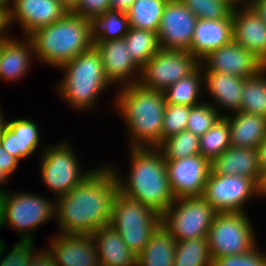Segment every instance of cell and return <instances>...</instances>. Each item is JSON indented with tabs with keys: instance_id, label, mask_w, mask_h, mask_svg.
<instances>
[{
	"instance_id": "52a82bcc",
	"label": "cell",
	"mask_w": 266,
	"mask_h": 266,
	"mask_svg": "<svg viewBox=\"0 0 266 266\" xmlns=\"http://www.w3.org/2000/svg\"><path fill=\"white\" fill-rule=\"evenodd\" d=\"M215 214L202 196L178 198L160 215L161 225L176 241L207 238Z\"/></svg>"
},
{
	"instance_id": "44dd1931",
	"label": "cell",
	"mask_w": 266,
	"mask_h": 266,
	"mask_svg": "<svg viewBox=\"0 0 266 266\" xmlns=\"http://www.w3.org/2000/svg\"><path fill=\"white\" fill-rule=\"evenodd\" d=\"M211 172L222 176H244L258 184L262 172L258 150L230 146L211 161Z\"/></svg>"
},
{
	"instance_id": "ba28073f",
	"label": "cell",
	"mask_w": 266,
	"mask_h": 266,
	"mask_svg": "<svg viewBox=\"0 0 266 266\" xmlns=\"http://www.w3.org/2000/svg\"><path fill=\"white\" fill-rule=\"evenodd\" d=\"M245 212L216 213L207 240L212 260L246 254L257 245L254 228Z\"/></svg>"
},
{
	"instance_id": "8fae6325",
	"label": "cell",
	"mask_w": 266,
	"mask_h": 266,
	"mask_svg": "<svg viewBox=\"0 0 266 266\" xmlns=\"http://www.w3.org/2000/svg\"><path fill=\"white\" fill-rule=\"evenodd\" d=\"M43 149L40 173L44 183L55 193V198L69 193L94 170L82 173L77 155L67 142Z\"/></svg>"
},
{
	"instance_id": "603a6c76",
	"label": "cell",
	"mask_w": 266,
	"mask_h": 266,
	"mask_svg": "<svg viewBox=\"0 0 266 266\" xmlns=\"http://www.w3.org/2000/svg\"><path fill=\"white\" fill-rule=\"evenodd\" d=\"M204 89L211 95L217 110L228 109L230 113L239 112L242 102L244 78L228 73L207 71L202 66ZM215 104V105H214ZM220 109H218V106ZM222 107H221V106Z\"/></svg>"
},
{
	"instance_id": "83f0119b",
	"label": "cell",
	"mask_w": 266,
	"mask_h": 266,
	"mask_svg": "<svg viewBox=\"0 0 266 266\" xmlns=\"http://www.w3.org/2000/svg\"><path fill=\"white\" fill-rule=\"evenodd\" d=\"M88 23L89 38L93 43L122 39L130 29L127 14L112 8L99 17L90 18Z\"/></svg>"
},
{
	"instance_id": "277c9868",
	"label": "cell",
	"mask_w": 266,
	"mask_h": 266,
	"mask_svg": "<svg viewBox=\"0 0 266 266\" xmlns=\"http://www.w3.org/2000/svg\"><path fill=\"white\" fill-rule=\"evenodd\" d=\"M28 37L32 40L35 57L58 69L93 46L88 20L71 11Z\"/></svg>"
},
{
	"instance_id": "484cf974",
	"label": "cell",
	"mask_w": 266,
	"mask_h": 266,
	"mask_svg": "<svg viewBox=\"0 0 266 266\" xmlns=\"http://www.w3.org/2000/svg\"><path fill=\"white\" fill-rule=\"evenodd\" d=\"M224 117L229 122L231 146L257 149L266 137V117L242 111Z\"/></svg>"
},
{
	"instance_id": "9f6ffc18",
	"label": "cell",
	"mask_w": 266,
	"mask_h": 266,
	"mask_svg": "<svg viewBox=\"0 0 266 266\" xmlns=\"http://www.w3.org/2000/svg\"><path fill=\"white\" fill-rule=\"evenodd\" d=\"M9 3H12V0H0V5L8 8V9H10V6H11V4H9Z\"/></svg>"
},
{
	"instance_id": "ee69618b",
	"label": "cell",
	"mask_w": 266,
	"mask_h": 266,
	"mask_svg": "<svg viewBox=\"0 0 266 266\" xmlns=\"http://www.w3.org/2000/svg\"><path fill=\"white\" fill-rule=\"evenodd\" d=\"M10 14L9 9L0 5V40H7L10 38L6 31L10 26ZM6 33V34H5Z\"/></svg>"
},
{
	"instance_id": "11a10c76",
	"label": "cell",
	"mask_w": 266,
	"mask_h": 266,
	"mask_svg": "<svg viewBox=\"0 0 266 266\" xmlns=\"http://www.w3.org/2000/svg\"><path fill=\"white\" fill-rule=\"evenodd\" d=\"M2 210H3V199H2V193L0 192V228L2 226Z\"/></svg>"
},
{
	"instance_id": "60d3db41",
	"label": "cell",
	"mask_w": 266,
	"mask_h": 266,
	"mask_svg": "<svg viewBox=\"0 0 266 266\" xmlns=\"http://www.w3.org/2000/svg\"><path fill=\"white\" fill-rule=\"evenodd\" d=\"M110 8V0H79V3L71 12L89 20L101 16Z\"/></svg>"
},
{
	"instance_id": "9c48e42d",
	"label": "cell",
	"mask_w": 266,
	"mask_h": 266,
	"mask_svg": "<svg viewBox=\"0 0 266 266\" xmlns=\"http://www.w3.org/2000/svg\"><path fill=\"white\" fill-rule=\"evenodd\" d=\"M7 192L2 193V226L9 223L18 230L21 240L33 241L35 229L55 218V201L31 192Z\"/></svg>"
},
{
	"instance_id": "7402d4cb",
	"label": "cell",
	"mask_w": 266,
	"mask_h": 266,
	"mask_svg": "<svg viewBox=\"0 0 266 266\" xmlns=\"http://www.w3.org/2000/svg\"><path fill=\"white\" fill-rule=\"evenodd\" d=\"M40 133L37 124L31 119L16 118L6 120L0 135V145L19 161L32 156L39 147Z\"/></svg>"
},
{
	"instance_id": "f35d334b",
	"label": "cell",
	"mask_w": 266,
	"mask_h": 266,
	"mask_svg": "<svg viewBox=\"0 0 266 266\" xmlns=\"http://www.w3.org/2000/svg\"><path fill=\"white\" fill-rule=\"evenodd\" d=\"M212 266H266V259L256 246L246 254L219 257L213 261Z\"/></svg>"
},
{
	"instance_id": "ac0fdd59",
	"label": "cell",
	"mask_w": 266,
	"mask_h": 266,
	"mask_svg": "<svg viewBox=\"0 0 266 266\" xmlns=\"http://www.w3.org/2000/svg\"><path fill=\"white\" fill-rule=\"evenodd\" d=\"M48 250L57 266H101L92 235L58 234Z\"/></svg>"
},
{
	"instance_id": "5bb4252c",
	"label": "cell",
	"mask_w": 266,
	"mask_h": 266,
	"mask_svg": "<svg viewBox=\"0 0 266 266\" xmlns=\"http://www.w3.org/2000/svg\"><path fill=\"white\" fill-rule=\"evenodd\" d=\"M197 20L179 0H168L157 31L160 49L189 51Z\"/></svg>"
},
{
	"instance_id": "30bf717a",
	"label": "cell",
	"mask_w": 266,
	"mask_h": 266,
	"mask_svg": "<svg viewBox=\"0 0 266 266\" xmlns=\"http://www.w3.org/2000/svg\"><path fill=\"white\" fill-rule=\"evenodd\" d=\"M199 65L200 61L189 51L160 49L140 69L137 84L144 89L164 92Z\"/></svg>"
},
{
	"instance_id": "f546056e",
	"label": "cell",
	"mask_w": 266,
	"mask_h": 266,
	"mask_svg": "<svg viewBox=\"0 0 266 266\" xmlns=\"http://www.w3.org/2000/svg\"><path fill=\"white\" fill-rule=\"evenodd\" d=\"M124 41L130 57L140 69L160 50L158 34L154 31L130 27Z\"/></svg>"
},
{
	"instance_id": "74e56055",
	"label": "cell",
	"mask_w": 266,
	"mask_h": 266,
	"mask_svg": "<svg viewBox=\"0 0 266 266\" xmlns=\"http://www.w3.org/2000/svg\"><path fill=\"white\" fill-rule=\"evenodd\" d=\"M191 107L166 103L163 115L162 142L166 138L186 130Z\"/></svg>"
},
{
	"instance_id": "b9f144b4",
	"label": "cell",
	"mask_w": 266,
	"mask_h": 266,
	"mask_svg": "<svg viewBox=\"0 0 266 266\" xmlns=\"http://www.w3.org/2000/svg\"><path fill=\"white\" fill-rule=\"evenodd\" d=\"M19 164V160L0 145V168L11 177Z\"/></svg>"
},
{
	"instance_id": "7a4b0ae2",
	"label": "cell",
	"mask_w": 266,
	"mask_h": 266,
	"mask_svg": "<svg viewBox=\"0 0 266 266\" xmlns=\"http://www.w3.org/2000/svg\"><path fill=\"white\" fill-rule=\"evenodd\" d=\"M129 174L121 179L113 166L118 190L161 215L173 202L165 158L159 148H130Z\"/></svg>"
},
{
	"instance_id": "d6a6232c",
	"label": "cell",
	"mask_w": 266,
	"mask_h": 266,
	"mask_svg": "<svg viewBox=\"0 0 266 266\" xmlns=\"http://www.w3.org/2000/svg\"><path fill=\"white\" fill-rule=\"evenodd\" d=\"M207 238L176 242L174 266H212Z\"/></svg>"
},
{
	"instance_id": "3957f363",
	"label": "cell",
	"mask_w": 266,
	"mask_h": 266,
	"mask_svg": "<svg viewBox=\"0 0 266 266\" xmlns=\"http://www.w3.org/2000/svg\"><path fill=\"white\" fill-rule=\"evenodd\" d=\"M117 94L113 105L130 131V148H158L162 144L164 93L135 84L121 86Z\"/></svg>"
},
{
	"instance_id": "7c38bea8",
	"label": "cell",
	"mask_w": 266,
	"mask_h": 266,
	"mask_svg": "<svg viewBox=\"0 0 266 266\" xmlns=\"http://www.w3.org/2000/svg\"><path fill=\"white\" fill-rule=\"evenodd\" d=\"M254 194L258 196V184L253 179L210 172L202 197L216 213H235L245 212L243 206Z\"/></svg>"
},
{
	"instance_id": "e0dca14e",
	"label": "cell",
	"mask_w": 266,
	"mask_h": 266,
	"mask_svg": "<svg viewBox=\"0 0 266 266\" xmlns=\"http://www.w3.org/2000/svg\"><path fill=\"white\" fill-rule=\"evenodd\" d=\"M232 22L233 41L266 65V22L251 5L234 6Z\"/></svg>"
},
{
	"instance_id": "d4e9b609",
	"label": "cell",
	"mask_w": 266,
	"mask_h": 266,
	"mask_svg": "<svg viewBox=\"0 0 266 266\" xmlns=\"http://www.w3.org/2000/svg\"><path fill=\"white\" fill-rule=\"evenodd\" d=\"M92 236L101 266H137L136 255L111 225L101 227Z\"/></svg>"
},
{
	"instance_id": "bcb514c9",
	"label": "cell",
	"mask_w": 266,
	"mask_h": 266,
	"mask_svg": "<svg viewBox=\"0 0 266 266\" xmlns=\"http://www.w3.org/2000/svg\"><path fill=\"white\" fill-rule=\"evenodd\" d=\"M266 22V0H252L250 4Z\"/></svg>"
},
{
	"instance_id": "5b68a950",
	"label": "cell",
	"mask_w": 266,
	"mask_h": 266,
	"mask_svg": "<svg viewBox=\"0 0 266 266\" xmlns=\"http://www.w3.org/2000/svg\"><path fill=\"white\" fill-rule=\"evenodd\" d=\"M59 69L66 73L58 83L57 92L77 111L95 108L99 95L112 85L106 78L101 54L95 46Z\"/></svg>"
},
{
	"instance_id": "c3c4849f",
	"label": "cell",
	"mask_w": 266,
	"mask_h": 266,
	"mask_svg": "<svg viewBox=\"0 0 266 266\" xmlns=\"http://www.w3.org/2000/svg\"><path fill=\"white\" fill-rule=\"evenodd\" d=\"M266 196V167L262 168L261 177L258 182V196Z\"/></svg>"
},
{
	"instance_id": "6da1fadb",
	"label": "cell",
	"mask_w": 266,
	"mask_h": 266,
	"mask_svg": "<svg viewBox=\"0 0 266 266\" xmlns=\"http://www.w3.org/2000/svg\"><path fill=\"white\" fill-rule=\"evenodd\" d=\"M118 191L110 166L93 170L69 193L55 200V219L64 234L92 235L110 225L112 203Z\"/></svg>"
},
{
	"instance_id": "f907efd6",
	"label": "cell",
	"mask_w": 266,
	"mask_h": 266,
	"mask_svg": "<svg viewBox=\"0 0 266 266\" xmlns=\"http://www.w3.org/2000/svg\"><path fill=\"white\" fill-rule=\"evenodd\" d=\"M9 177L10 176L5 171H3L0 168V192L1 193H4L5 192V190H3V188L1 187V186H3L2 183L6 184L5 182L8 181Z\"/></svg>"
},
{
	"instance_id": "9a60e30c",
	"label": "cell",
	"mask_w": 266,
	"mask_h": 266,
	"mask_svg": "<svg viewBox=\"0 0 266 266\" xmlns=\"http://www.w3.org/2000/svg\"><path fill=\"white\" fill-rule=\"evenodd\" d=\"M200 64L207 71L228 73L243 78L257 75L266 67L252 52L235 41L213 50Z\"/></svg>"
},
{
	"instance_id": "8992f818",
	"label": "cell",
	"mask_w": 266,
	"mask_h": 266,
	"mask_svg": "<svg viewBox=\"0 0 266 266\" xmlns=\"http://www.w3.org/2000/svg\"><path fill=\"white\" fill-rule=\"evenodd\" d=\"M110 225L137 257L161 225V216L118 190L112 203Z\"/></svg>"
},
{
	"instance_id": "4fadbf2b",
	"label": "cell",
	"mask_w": 266,
	"mask_h": 266,
	"mask_svg": "<svg viewBox=\"0 0 266 266\" xmlns=\"http://www.w3.org/2000/svg\"><path fill=\"white\" fill-rule=\"evenodd\" d=\"M171 191L175 199L203 195L211 172V161L201 154L165 160Z\"/></svg>"
},
{
	"instance_id": "681fc988",
	"label": "cell",
	"mask_w": 266,
	"mask_h": 266,
	"mask_svg": "<svg viewBox=\"0 0 266 266\" xmlns=\"http://www.w3.org/2000/svg\"><path fill=\"white\" fill-rule=\"evenodd\" d=\"M59 1H61V3L67 8L68 11H72L79 3V0H59Z\"/></svg>"
},
{
	"instance_id": "ffe728a7",
	"label": "cell",
	"mask_w": 266,
	"mask_h": 266,
	"mask_svg": "<svg viewBox=\"0 0 266 266\" xmlns=\"http://www.w3.org/2000/svg\"><path fill=\"white\" fill-rule=\"evenodd\" d=\"M231 41H233L232 15L218 20L198 19L189 52L201 62L213 50Z\"/></svg>"
},
{
	"instance_id": "f6af8a7d",
	"label": "cell",
	"mask_w": 266,
	"mask_h": 266,
	"mask_svg": "<svg viewBox=\"0 0 266 266\" xmlns=\"http://www.w3.org/2000/svg\"><path fill=\"white\" fill-rule=\"evenodd\" d=\"M135 0H110L111 8L127 13Z\"/></svg>"
},
{
	"instance_id": "cb8c5ba5",
	"label": "cell",
	"mask_w": 266,
	"mask_h": 266,
	"mask_svg": "<svg viewBox=\"0 0 266 266\" xmlns=\"http://www.w3.org/2000/svg\"><path fill=\"white\" fill-rule=\"evenodd\" d=\"M34 56L33 43L28 36L22 41L14 37L3 40L0 52V80L11 82L24 77Z\"/></svg>"
},
{
	"instance_id": "db71d44e",
	"label": "cell",
	"mask_w": 266,
	"mask_h": 266,
	"mask_svg": "<svg viewBox=\"0 0 266 266\" xmlns=\"http://www.w3.org/2000/svg\"><path fill=\"white\" fill-rule=\"evenodd\" d=\"M2 240L3 239L0 238V259L2 258L1 255H4L5 251L7 250L6 244Z\"/></svg>"
},
{
	"instance_id": "4dcf8cb0",
	"label": "cell",
	"mask_w": 266,
	"mask_h": 266,
	"mask_svg": "<svg viewBox=\"0 0 266 266\" xmlns=\"http://www.w3.org/2000/svg\"><path fill=\"white\" fill-rule=\"evenodd\" d=\"M168 0H135L127 11L130 27L157 32Z\"/></svg>"
},
{
	"instance_id": "f1b7e54d",
	"label": "cell",
	"mask_w": 266,
	"mask_h": 266,
	"mask_svg": "<svg viewBox=\"0 0 266 266\" xmlns=\"http://www.w3.org/2000/svg\"><path fill=\"white\" fill-rule=\"evenodd\" d=\"M204 75L202 64H200L191 74L179 79L176 83L169 86L163 93L168 104H180L186 106H196L202 101H198L201 88H204Z\"/></svg>"
},
{
	"instance_id": "816d5d0a",
	"label": "cell",
	"mask_w": 266,
	"mask_h": 266,
	"mask_svg": "<svg viewBox=\"0 0 266 266\" xmlns=\"http://www.w3.org/2000/svg\"><path fill=\"white\" fill-rule=\"evenodd\" d=\"M233 6L250 5L252 0H228Z\"/></svg>"
},
{
	"instance_id": "e575fe53",
	"label": "cell",
	"mask_w": 266,
	"mask_h": 266,
	"mask_svg": "<svg viewBox=\"0 0 266 266\" xmlns=\"http://www.w3.org/2000/svg\"><path fill=\"white\" fill-rule=\"evenodd\" d=\"M200 137L185 130L166 138L158 147L165 160H177L200 154Z\"/></svg>"
},
{
	"instance_id": "f5cc1de1",
	"label": "cell",
	"mask_w": 266,
	"mask_h": 266,
	"mask_svg": "<svg viewBox=\"0 0 266 266\" xmlns=\"http://www.w3.org/2000/svg\"><path fill=\"white\" fill-rule=\"evenodd\" d=\"M1 109V108H0ZM3 114L1 113V110H0V135L6 125V121H5V117L3 116Z\"/></svg>"
},
{
	"instance_id": "836d02e7",
	"label": "cell",
	"mask_w": 266,
	"mask_h": 266,
	"mask_svg": "<svg viewBox=\"0 0 266 266\" xmlns=\"http://www.w3.org/2000/svg\"><path fill=\"white\" fill-rule=\"evenodd\" d=\"M200 154L212 161L220 156L230 145V127L222 116L204 135L200 136Z\"/></svg>"
},
{
	"instance_id": "6f0895ef",
	"label": "cell",
	"mask_w": 266,
	"mask_h": 266,
	"mask_svg": "<svg viewBox=\"0 0 266 266\" xmlns=\"http://www.w3.org/2000/svg\"><path fill=\"white\" fill-rule=\"evenodd\" d=\"M2 41H3V40H0V52H1V44H2Z\"/></svg>"
},
{
	"instance_id": "2e32d148",
	"label": "cell",
	"mask_w": 266,
	"mask_h": 266,
	"mask_svg": "<svg viewBox=\"0 0 266 266\" xmlns=\"http://www.w3.org/2000/svg\"><path fill=\"white\" fill-rule=\"evenodd\" d=\"M11 4L10 24L18 22L24 38L36 29L53 24L69 12L59 0H12Z\"/></svg>"
},
{
	"instance_id": "4316f807",
	"label": "cell",
	"mask_w": 266,
	"mask_h": 266,
	"mask_svg": "<svg viewBox=\"0 0 266 266\" xmlns=\"http://www.w3.org/2000/svg\"><path fill=\"white\" fill-rule=\"evenodd\" d=\"M176 242L160 225L137 256V266H174Z\"/></svg>"
},
{
	"instance_id": "ab89813d",
	"label": "cell",
	"mask_w": 266,
	"mask_h": 266,
	"mask_svg": "<svg viewBox=\"0 0 266 266\" xmlns=\"http://www.w3.org/2000/svg\"><path fill=\"white\" fill-rule=\"evenodd\" d=\"M33 241L20 240L14 247L6 251L0 261V266H28L30 256L34 253ZM8 252V253H7Z\"/></svg>"
},
{
	"instance_id": "d590c367",
	"label": "cell",
	"mask_w": 266,
	"mask_h": 266,
	"mask_svg": "<svg viewBox=\"0 0 266 266\" xmlns=\"http://www.w3.org/2000/svg\"><path fill=\"white\" fill-rule=\"evenodd\" d=\"M198 19L229 18L234 6L228 0H179Z\"/></svg>"
},
{
	"instance_id": "d6986e66",
	"label": "cell",
	"mask_w": 266,
	"mask_h": 266,
	"mask_svg": "<svg viewBox=\"0 0 266 266\" xmlns=\"http://www.w3.org/2000/svg\"><path fill=\"white\" fill-rule=\"evenodd\" d=\"M93 46L101 54L106 78L112 85L123 82L124 87L138 83L140 68L130 57L124 38L94 42Z\"/></svg>"
},
{
	"instance_id": "7dc6e473",
	"label": "cell",
	"mask_w": 266,
	"mask_h": 266,
	"mask_svg": "<svg viewBox=\"0 0 266 266\" xmlns=\"http://www.w3.org/2000/svg\"><path fill=\"white\" fill-rule=\"evenodd\" d=\"M261 168L266 167V137L257 148Z\"/></svg>"
},
{
	"instance_id": "8d00e7d4",
	"label": "cell",
	"mask_w": 266,
	"mask_h": 266,
	"mask_svg": "<svg viewBox=\"0 0 266 266\" xmlns=\"http://www.w3.org/2000/svg\"><path fill=\"white\" fill-rule=\"evenodd\" d=\"M224 113L219 112L210 102H203L190 108V114L187 121L186 130L191 131L194 135H204Z\"/></svg>"
},
{
	"instance_id": "7bdbcfd3",
	"label": "cell",
	"mask_w": 266,
	"mask_h": 266,
	"mask_svg": "<svg viewBox=\"0 0 266 266\" xmlns=\"http://www.w3.org/2000/svg\"><path fill=\"white\" fill-rule=\"evenodd\" d=\"M37 251L31 254L28 266H57L47 248H44L40 252L39 250Z\"/></svg>"
},
{
	"instance_id": "1f68e13d",
	"label": "cell",
	"mask_w": 266,
	"mask_h": 266,
	"mask_svg": "<svg viewBox=\"0 0 266 266\" xmlns=\"http://www.w3.org/2000/svg\"><path fill=\"white\" fill-rule=\"evenodd\" d=\"M240 111L266 117V67L244 78Z\"/></svg>"
}]
</instances>
